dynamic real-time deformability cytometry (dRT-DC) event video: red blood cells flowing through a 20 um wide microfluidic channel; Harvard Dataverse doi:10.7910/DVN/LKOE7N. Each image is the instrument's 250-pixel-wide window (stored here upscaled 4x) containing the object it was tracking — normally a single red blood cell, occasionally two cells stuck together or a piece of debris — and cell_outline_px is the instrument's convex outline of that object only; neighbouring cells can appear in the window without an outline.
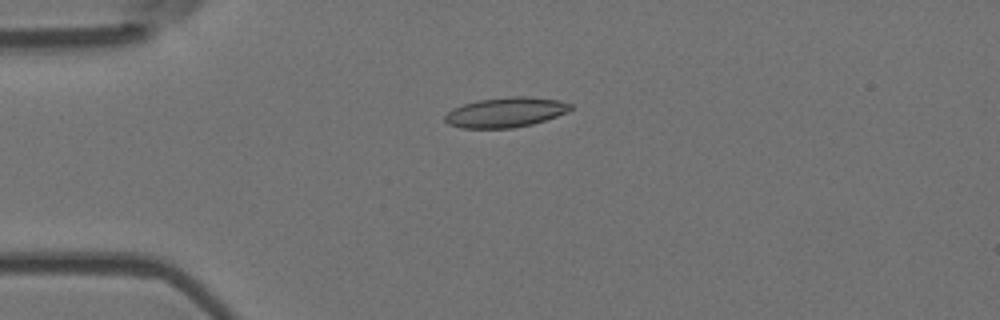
{"species": "Egyptian fruit bat (a non-hibernating species)", "species_latin": "Rousettus aegyptiacus", "temperature_condition": "room temperature", "stored_images_in_passage": 5, "camera_frame_rate_fps": 3000, "um_per_image_px": 0.085, "animal": {"sex": "female"}, "frame": {"image": 1, "passage_image": 4, "time_ms": 1.0, "image_size_px": [1000, 320], "cell_outline_px": [[572, 108], [568, 112], [532, 124], [512, 128], [460, 128], [448, 124], [444, 120], [444, 116], [452, 108], [464, 104], [480, 100], [508, 96], [524, 96], [560, 100], [572, 104]], "centroid_in_image_um": [42.97, 9.54], "position_along_channel_um": 42.0, "area_um2": 21.91}}